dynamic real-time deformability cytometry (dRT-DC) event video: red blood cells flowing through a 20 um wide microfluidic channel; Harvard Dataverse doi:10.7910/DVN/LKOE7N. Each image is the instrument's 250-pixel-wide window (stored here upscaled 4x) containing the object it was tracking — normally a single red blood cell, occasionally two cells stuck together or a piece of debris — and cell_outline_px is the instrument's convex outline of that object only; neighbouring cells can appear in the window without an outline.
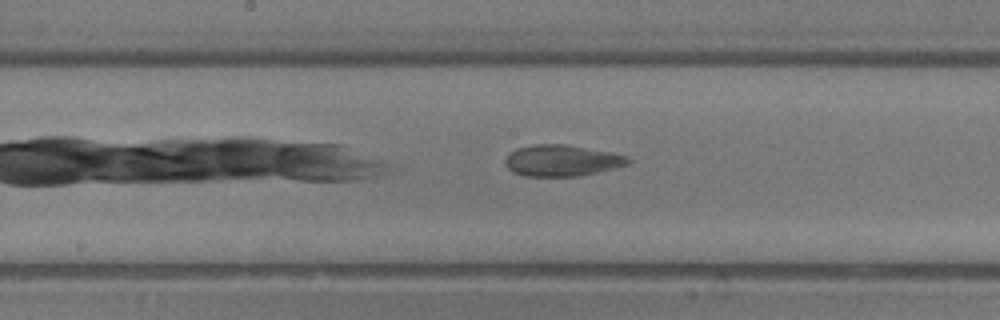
{"species": "common noctule bat (a hibernating species)", "species_latin": "Nyctalus noctula", "temperature_condition": "room temperature", "stored_images_in_passage": 7, "camera_frame_rate_fps": 3000, "um_per_image_px": 0.085, "animal": {"sex": "male", "body_mass_g": 13.3}, "frame": {"image": 1, "passage_image": 7, "time_ms": 2.0, "image_size_px": [1000, 320], "cell_outline_px": [[632, 160], [628, 164], [580, 176], [524, 176], [512, 172], [504, 164], [504, 160], [516, 148], [532, 144], [568, 144], [612, 152], [628, 156]], "centroid_in_image_um": [47.75, 13.63], "position_along_channel_um": 200.5, "area_um2": 22.54}}